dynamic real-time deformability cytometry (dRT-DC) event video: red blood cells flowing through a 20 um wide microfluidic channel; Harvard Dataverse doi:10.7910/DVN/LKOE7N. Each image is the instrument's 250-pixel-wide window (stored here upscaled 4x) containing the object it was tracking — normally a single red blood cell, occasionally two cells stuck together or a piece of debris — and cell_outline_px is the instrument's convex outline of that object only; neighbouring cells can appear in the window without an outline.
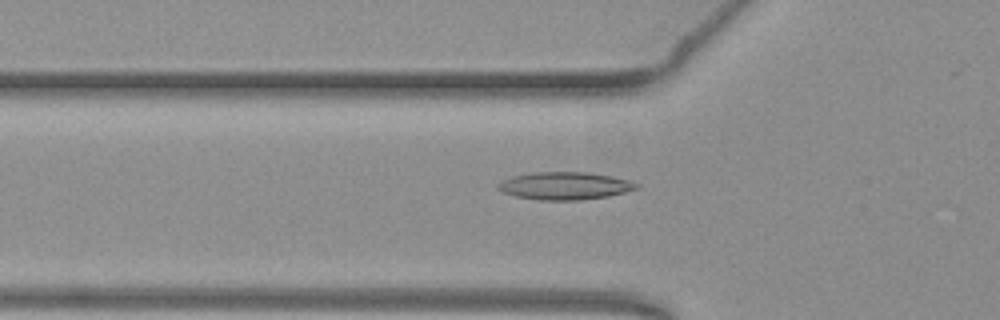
{"species": "common noctule bat (a hibernating species)", "species_latin": "Nyctalus noctula", "temperature_condition": "warm", "stored_images_in_passage": 37, "camera_frame_rate_fps": 3000, "um_per_image_px": 0.085, "animal": {"sex": "female", "body_mass_g": 19.3, "forearm_length_mm": 54.1}, "frame": {"image": 1, "passage_image": 9, "time_ms": 2.667, "image_size_px": [1000, 320], "cell_outline_px": [[640, 188], [608, 196], [580, 200], [540, 200], [516, 196], [504, 192], [496, 188], [496, 184], [512, 176], [532, 172], [588, 172], [612, 176], [628, 180], [640, 184]], "centroid_in_image_um": [48.02, 15.79], "position_along_channel_um": 77.8, "area_um2": 22.31}}
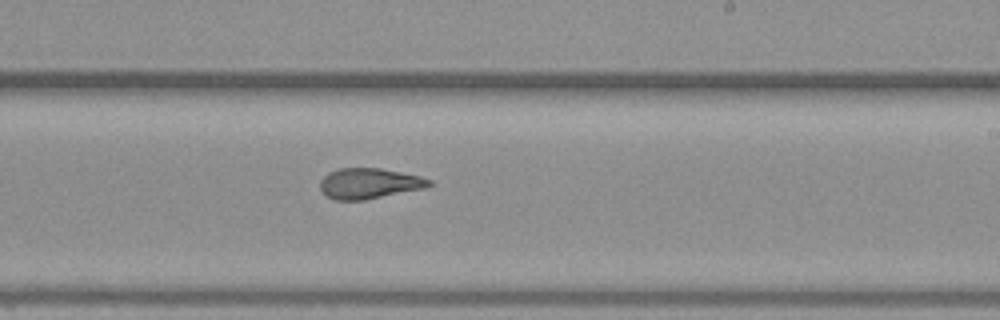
{"frame": {"image": 2, "passage_image": 23, "time_ms": 7.333, "image_size_px": [1000, 320], "cell_outline_px": [[432, 184], [424, 188], [364, 200], [336, 200], [328, 196], [320, 188], [320, 180], [328, 172], [340, 168], [380, 168], [420, 176], [432, 180]], "centroid_in_image_um": [31.37, 15.58], "position_along_channel_um": 257.6, "area_um2": 19.25}}
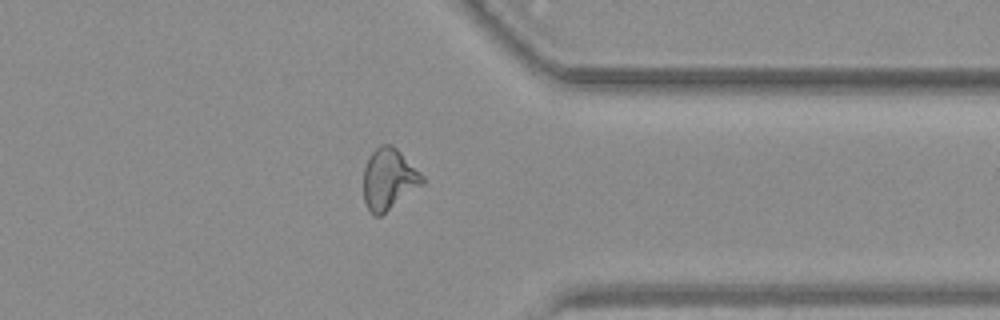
{"frame": {"image": 3, "passage_image": 33, "time_ms": 10.667, "image_size_px": [1000, 320], "cell_outline_px": [[424, 180], [420, 184], [380, 216], [376, 216], [368, 208], [364, 200], [364, 168], [368, 156], [380, 144], [392, 144], [424, 176]], "centroid_in_image_um": [33.0, 15.18], "position_along_channel_um": 378.4, "area_um2": 20.29}, "authors_computed_cell_mechanics": {"area_um2": 20.0566, "velocity_mm_per_s": 3.8323, "shape_relaxation_time_tau1_ms": null, "shape_relaxation_time_tau2_ms": 2.0956, "deformation_change_tau1": null, "deformation_change_tau2": 0.1022}}